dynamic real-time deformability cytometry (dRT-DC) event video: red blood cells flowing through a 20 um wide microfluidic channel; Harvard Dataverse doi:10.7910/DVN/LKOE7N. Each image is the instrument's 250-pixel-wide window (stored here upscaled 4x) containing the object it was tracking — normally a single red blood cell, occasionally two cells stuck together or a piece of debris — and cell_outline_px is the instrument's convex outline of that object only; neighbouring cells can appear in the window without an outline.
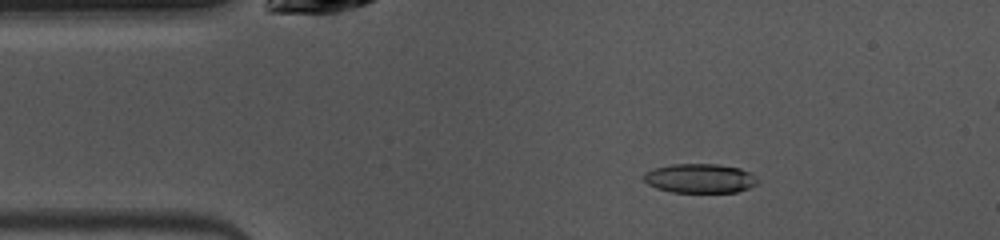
{"species": "common noctule bat (a hibernating species)", "species_latin": "Nyctalus noctula", "temperature_condition": "warm", "stored_images_in_passage": 12, "camera_frame_rate_fps": 3000, "um_per_image_px": 0.085, "animal": {"sex": "female", "body_mass_g": 10.0, "forearm_length_mm": 53.1}, "frame": {"image": 1, "passage_image": 6, "time_ms": 1.667, "image_size_px": [1000, 240], "cell_outline_px": [[760, 180], [756, 184], [748, 188], [736, 192], [672, 192], [656, 188], [648, 184], [644, 180], [644, 172], [656, 168], [672, 164], [716, 164], [740, 168], [748, 172]], "centroid_in_image_um": [59.49, 15.16], "position_along_channel_um": 25.5, "area_um2": 19.31}}